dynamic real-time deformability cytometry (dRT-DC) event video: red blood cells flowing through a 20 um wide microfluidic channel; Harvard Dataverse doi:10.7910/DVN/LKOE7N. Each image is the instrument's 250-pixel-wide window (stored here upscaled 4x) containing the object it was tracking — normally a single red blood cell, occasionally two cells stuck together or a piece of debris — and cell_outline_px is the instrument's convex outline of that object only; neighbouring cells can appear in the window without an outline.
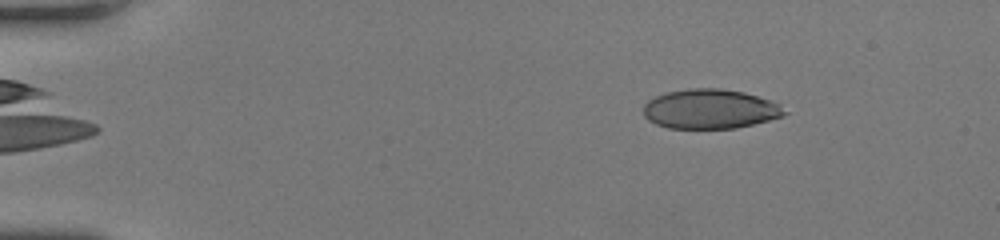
{"species": "human", "species_latin": "Homo sapiens", "temperature_condition": "room temperature", "stored_images_in_passage": 45, "camera_frame_rate_fps": 3000, "um_per_image_px": 0.085, "donor": {"sex": "female"}, "frame": {"image": 1, "passage_image": 2, "time_ms": 0.333, "image_size_px": [1000, 240], "cell_outline_px": [[788, 112], [784, 116], [736, 128], [668, 128], [656, 124], [648, 120], [644, 116], [644, 104], [648, 100], [656, 96], [668, 92], [688, 88], [720, 88], [744, 92], [780, 104]], "centroid_in_image_um": [60.35, 9.26], "position_along_channel_um": 24.6, "area_um2": 32.43}}
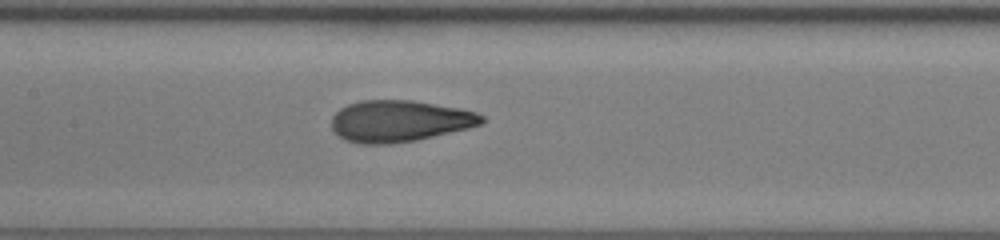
{"frame": {"image": 2, "passage_image": 20, "time_ms": 6.333, "image_size_px": [1000, 240], "cell_outline_px": [[484, 124], [468, 128], [416, 140], [392, 144], [360, 144], [344, 140], [332, 128], [332, 116], [340, 108], [348, 104], [360, 100], [412, 100], [460, 108], [476, 112], [484, 116]], "centroid_in_image_um": [33.96, 10.29], "position_along_channel_um": 173.4, "area_um2": 36.47}}
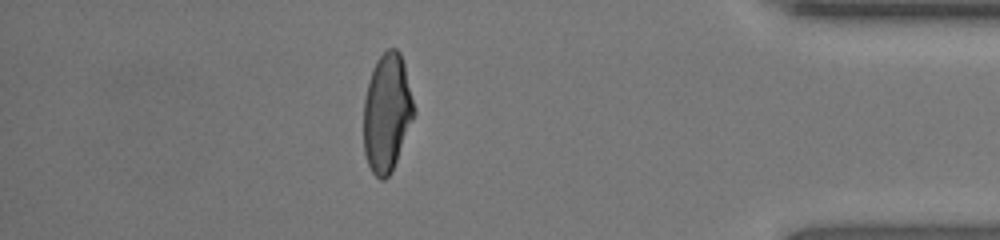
{"frame": {"image": 3, "passage_image": 39, "time_ms": 12.667, "image_size_px": [1000, 240], "cell_outline_px": [[416, 112], [392, 172], [384, 180], [380, 180], [372, 172], [368, 164], [364, 152], [364, 100], [368, 80], [372, 68], [376, 60], [388, 48], [396, 48], [400, 52], [404, 64], [416, 108]], "centroid_in_image_um": [32.9, 9.58], "position_along_channel_um": 402.3, "area_um2": 34.97}, "authors_computed_cell_mechanics": {"area_um2": 35.3736, "velocity_mm_per_s": 4.1565, "shape_relaxation_time_tau1_ms": 6.8807, "shape_relaxation_time_tau2_ms": 0.9129, "deformation_change_tau1": 0.2721, "deformation_change_tau2": 0.0802}}